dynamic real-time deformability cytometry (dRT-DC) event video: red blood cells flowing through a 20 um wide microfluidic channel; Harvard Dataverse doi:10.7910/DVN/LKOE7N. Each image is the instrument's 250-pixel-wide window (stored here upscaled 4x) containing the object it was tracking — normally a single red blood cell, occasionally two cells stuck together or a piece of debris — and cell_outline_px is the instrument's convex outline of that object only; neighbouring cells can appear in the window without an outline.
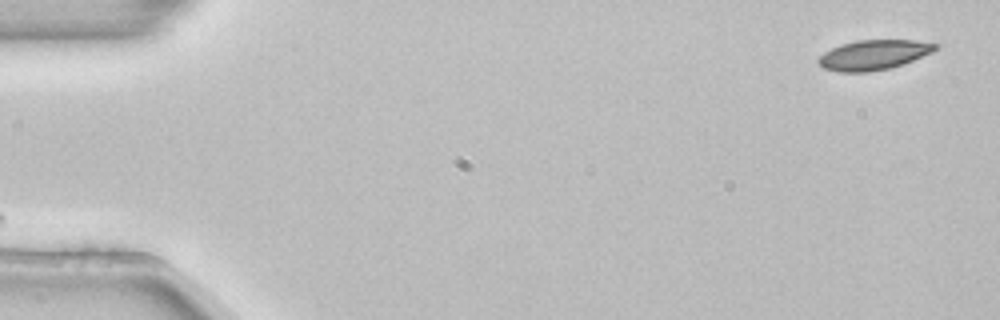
{"species": "common noctule bat (a hibernating species)", "species_latin": "Nyctalus noctula", "temperature_condition": "room temperature", "stored_images_in_passage": 2, "camera_frame_rate_fps": 3000, "um_per_image_px": 0.085, "animal": {"sex": "female", "body_mass_g": 22.7, "forearm_length_mm": 54.2}, "frame": {"image": 1, "passage_image": 2, "time_ms": 0.333, "image_size_px": [1000, 320], "cell_outline_px": [[940, 44], [932, 52], [904, 64], [888, 68], [868, 72], [840, 72], [824, 68], [816, 60], [824, 52], [840, 44], [856, 40], [916, 40]], "centroid_in_image_um": [74.26, 4.66], "position_along_channel_um": 10.7, "area_um2": 20.35}}